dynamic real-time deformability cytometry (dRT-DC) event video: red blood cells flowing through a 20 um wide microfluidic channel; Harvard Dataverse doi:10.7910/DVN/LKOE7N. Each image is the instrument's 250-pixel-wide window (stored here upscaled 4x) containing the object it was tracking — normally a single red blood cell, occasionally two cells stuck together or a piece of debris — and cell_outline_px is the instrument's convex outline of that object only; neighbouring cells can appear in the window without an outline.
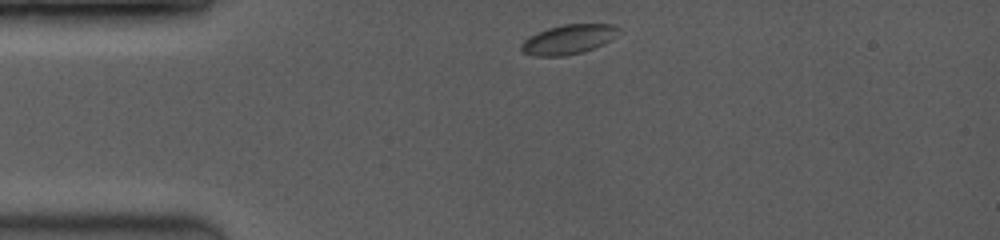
{"species": "common noctule bat (a hibernating species)", "species_latin": "Nyctalus noctula", "temperature_condition": "room temperature", "stored_images_in_passage": 6, "camera_frame_rate_fps": 3500, "um_per_image_px": 0.085, "animal": {"sex": "female", "body_mass_g": 19.0, "forearm_length_mm": 53.3}, "frame": {"image": 1, "passage_image": 1, "time_ms": 0.0, "image_size_px": [1000, 240], "cell_outline_px": [[620, 28], [604, 44], [584, 52], [564, 56], [536, 56], [524, 52], [520, 48], [520, 44], [524, 40], [548, 28], [564, 24], [612, 24]], "centroid_in_image_um": [48.3, 3.36], "position_along_channel_um": 36.7, "area_um2": 16.42}}
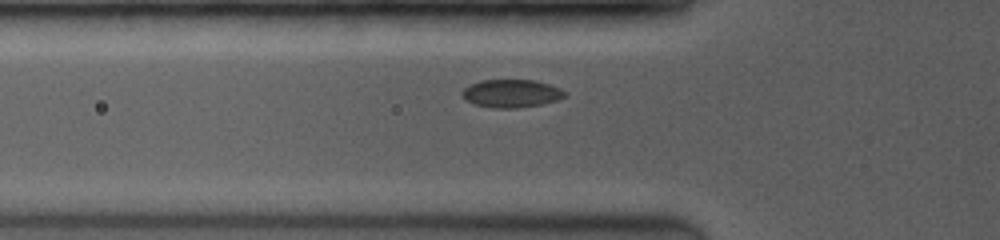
{"frame": {"image": 2, "passage_image": 4, "time_ms": 2.0, "image_size_px": [1000, 240], "cell_outline_px": [[564, 96], [556, 100], [540, 104], [516, 108], [492, 108], [476, 104], [468, 100], [460, 92], [464, 88], [480, 80], [536, 80], [560, 88], [564, 92]], "centroid_in_image_um": [43.45, 7.93], "position_along_channel_um": 82.4, "area_um2": 16.42}}
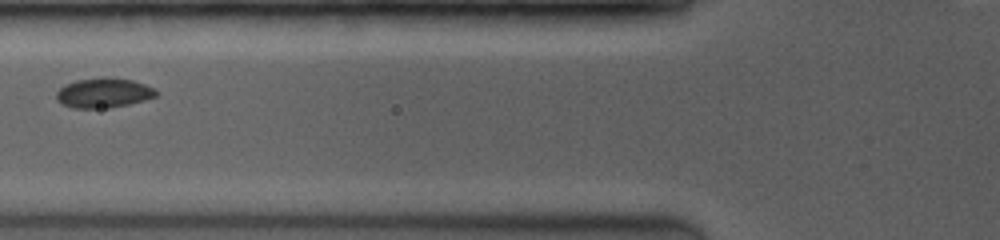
{"frame": {"image": 3, "passage_image": 5, "time_ms": 2.857, "image_size_px": [1000, 240], "cell_outline_px": [[156, 96], [144, 100], [128, 104], [108, 108], [72, 108], [60, 104], [56, 100], [56, 92], [64, 84], [76, 80], [132, 80], [144, 84], [152, 88], [156, 92]], "centroid_in_image_um": [8.73, 7.95], "position_along_channel_um": 117.1, "area_um2": 16.59}}